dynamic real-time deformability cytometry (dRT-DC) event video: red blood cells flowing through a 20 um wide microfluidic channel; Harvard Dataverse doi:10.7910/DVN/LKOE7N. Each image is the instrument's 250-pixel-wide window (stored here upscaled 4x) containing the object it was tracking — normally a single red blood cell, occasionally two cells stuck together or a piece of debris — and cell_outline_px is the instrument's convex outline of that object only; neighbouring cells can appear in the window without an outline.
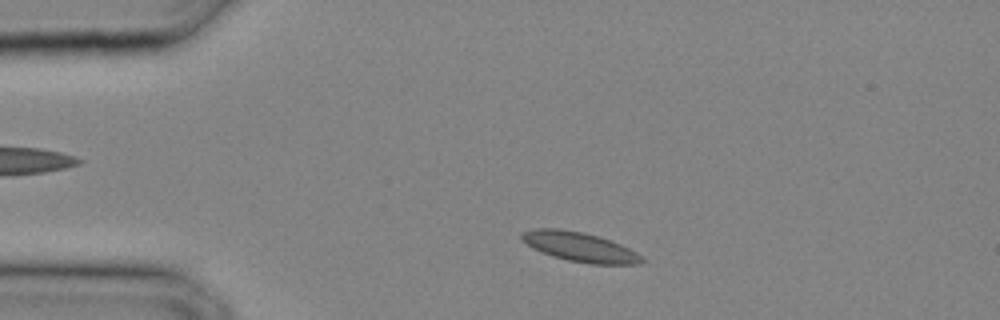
{"species": "common noctule bat (a hibernating species)", "species_latin": "Nyctalus noctula", "temperature_condition": "cold", "stored_images_in_passage": 27, "camera_frame_rate_fps": 3000, "um_per_image_px": 0.085, "animal": {"sex": "male", "body_mass_g": 20.4}, "frame": {"image": 1, "passage_image": 3, "time_ms": 0.667, "image_size_px": [1000, 320], "cell_outline_px": [[644, 260], [640, 264], [592, 264], [568, 260], [552, 256], [532, 248], [520, 236], [524, 232], [536, 228], [560, 228], [584, 232], [612, 240], [636, 252]], "centroid_in_image_um": [49.29, 20.98], "position_along_channel_um": 35.7, "area_um2": 20.46}}
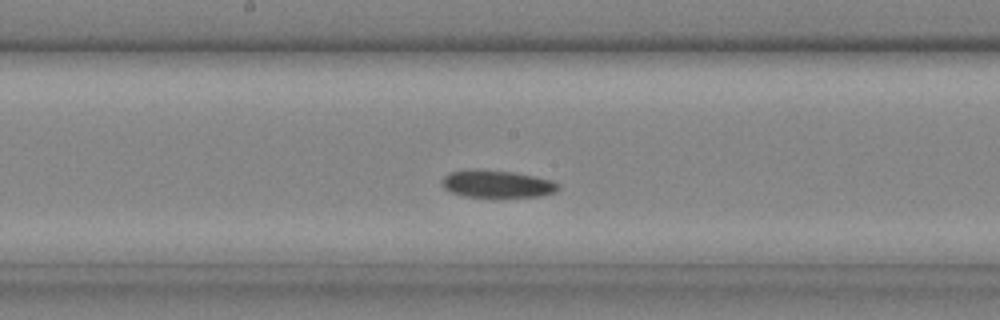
{"frame": {"image": 2, "passage_image": 13, "time_ms": 4.0, "image_size_px": [1000, 320], "cell_outline_px": [[560, 188], [556, 192], [540, 196], [464, 196], [448, 192], [440, 184], [440, 180], [448, 172], [476, 168], [516, 172], [552, 180], [560, 184]], "centroid_in_image_um": [42.21, 15.61], "position_along_channel_um": 206.0, "area_um2": 18.84}}
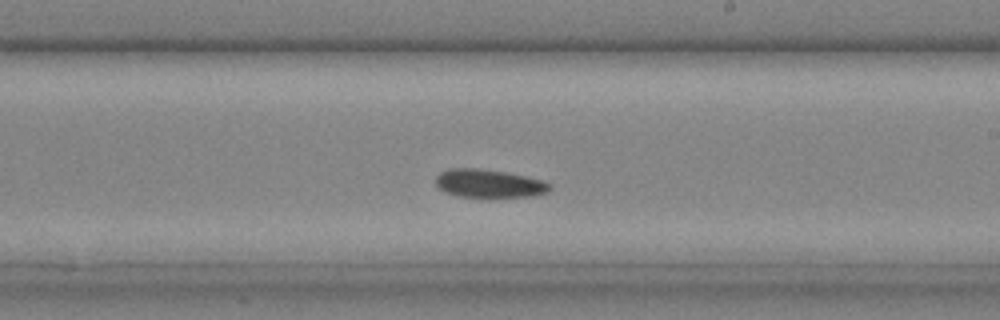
{"frame": {"image": 3, "passage_image": 15, "time_ms": 4.667, "image_size_px": [1000, 320], "cell_outline_px": [[552, 188], [548, 192], [536, 196], [456, 196], [444, 192], [436, 184], [436, 176], [440, 172], [448, 168], [480, 168], [504, 172], [544, 180], [552, 184]], "centroid_in_image_um": [41.58, 15.58], "position_along_channel_um": 247.4, "area_um2": 18.73}}